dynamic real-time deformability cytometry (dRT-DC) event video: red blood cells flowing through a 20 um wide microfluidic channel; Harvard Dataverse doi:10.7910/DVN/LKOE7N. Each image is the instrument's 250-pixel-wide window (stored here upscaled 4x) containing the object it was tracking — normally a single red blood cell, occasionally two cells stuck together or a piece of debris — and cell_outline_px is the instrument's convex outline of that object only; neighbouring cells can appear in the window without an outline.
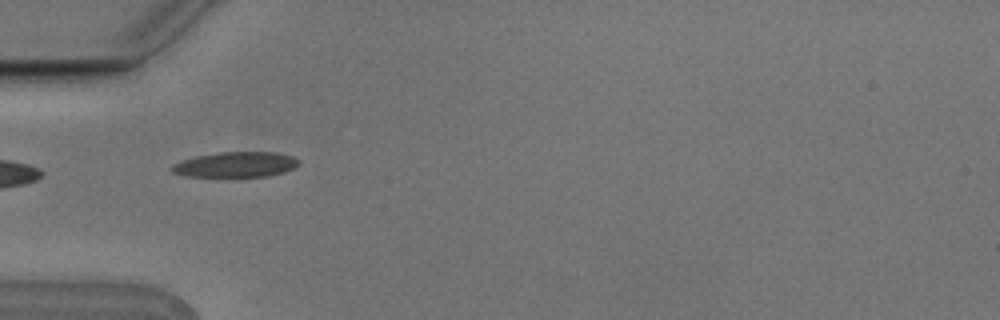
{"species": "Egyptian fruit bat (a non-hibernating species)", "species_latin": "Rousettus aegyptiacus", "temperature_condition": "cold", "stored_images_in_passage": 7, "camera_frame_rate_fps": 3000, "um_per_image_px": 0.085, "animal": {"sex": "male"}, "frame": {"image": 1, "passage_image": 5, "time_ms": 1.333, "image_size_px": [1000, 320], "cell_outline_px": [[300, 164], [296, 168], [284, 172], [268, 176], [184, 176], [172, 172], [168, 168], [172, 164], [196, 156], [220, 152], [276, 152], [292, 156], [300, 160]], "centroid_in_image_um": [20.06, 13.98], "position_along_channel_um": 64.9, "area_um2": 18.79}}
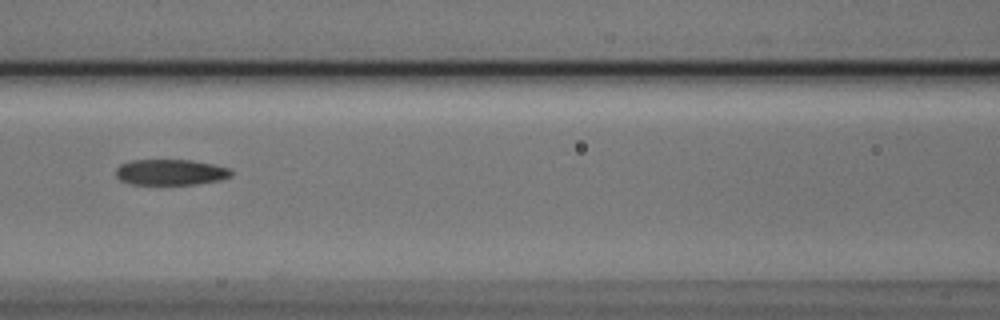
{"frame": {"image": 2, "passage_image": 7, "time_ms": 2.0, "image_size_px": [1000, 320], "cell_outline_px": [[232, 176], [220, 180], [196, 184], [132, 184], [120, 180], [116, 176], [116, 168], [120, 164], [132, 160], [192, 160], [232, 168]], "centroid_in_image_um": [14.52, 14.63], "position_along_channel_um": 152.1, "area_um2": 17.4}}